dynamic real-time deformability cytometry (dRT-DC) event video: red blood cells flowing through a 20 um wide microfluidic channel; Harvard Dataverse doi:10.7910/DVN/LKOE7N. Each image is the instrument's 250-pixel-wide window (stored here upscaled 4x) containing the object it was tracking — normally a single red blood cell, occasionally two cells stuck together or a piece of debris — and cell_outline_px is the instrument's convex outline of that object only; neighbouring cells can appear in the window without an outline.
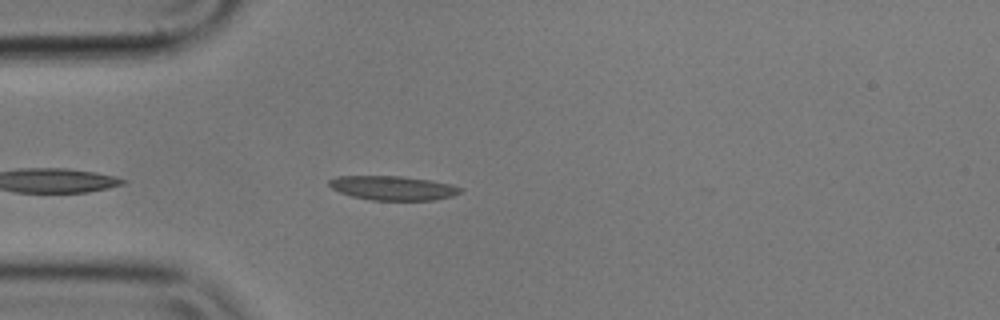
{"species": "common noctule bat (a hibernating species)", "species_latin": "Nyctalus noctula", "temperature_condition": "cold", "stored_images_in_passage": 2, "camera_frame_rate_fps": 3000, "um_per_image_px": 0.085, "animal": {"sex": "male", "body_mass_g": 17.9}, "frame": {"image": 1, "passage_image": 2, "time_ms": 0.333, "image_size_px": [1000, 320], "cell_outline_px": [[464, 188], [460, 192], [452, 196], [436, 200], [372, 200], [352, 196], [340, 192], [332, 188], [328, 184], [328, 180], [336, 176], [400, 176], [428, 180], [452, 184]], "centroid_in_image_um": [33.4, 15.98], "position_along_channel_um": 51.6, "area_um2": 18.5}}